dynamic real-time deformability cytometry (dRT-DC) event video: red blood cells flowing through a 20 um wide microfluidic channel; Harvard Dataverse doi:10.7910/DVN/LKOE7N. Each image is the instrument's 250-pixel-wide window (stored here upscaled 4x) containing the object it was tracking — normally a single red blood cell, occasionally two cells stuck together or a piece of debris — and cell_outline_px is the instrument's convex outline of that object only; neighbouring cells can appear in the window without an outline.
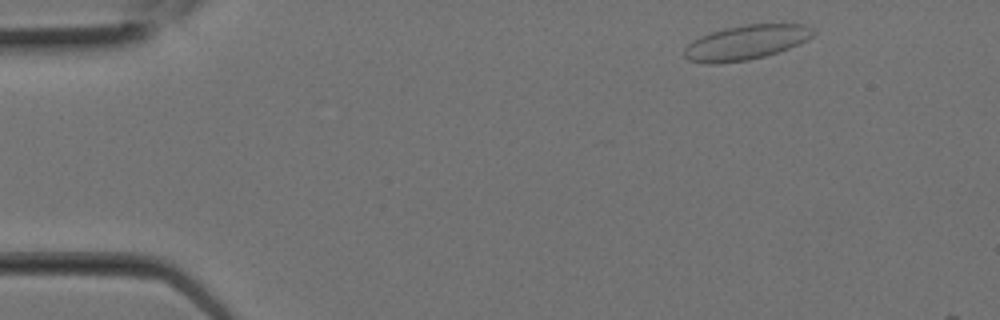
{"species": "Egyptian fruit bat (a non-hibernating species)", "species_latin": "Rousettus aegyptiacus", "temperature_condition": "room temperature", "stored_images_in_passage": 2, "camera_frame_rate_fps": 3000, "um_per_image_px": 0.085, "animal": {"sex": "female"}, "frame": {"image": 1, "passage_image": 1, "time_ms": 0.0, "image_size_px": [1000, 320], "cell_outline_px": [[816, 32], [812, 36], [800, 44], [764, 56], [748, 60], [716, 64], [708, 64], [688, 60], [684, 56], [684, 48], [688, 44], [700, 36], [724, 28], [744, 24], [804, 24]], "centroid_in_image_um": [63.38, 3.61], "position_along_channel_um": 21.6, "area_um2": 25.89}}